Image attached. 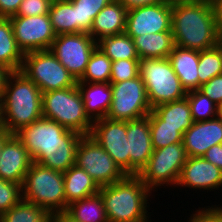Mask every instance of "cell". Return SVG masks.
<instances>
[{
	"mask_svg": "<svg viewBox=\"0 0 222 222\" xmlns=\"http://www.w3.org/2000/svg\"><path fill=\"white\" fill-rule=\"evenodd\" d=\"M15 135L33 162L60 172L75 164L76 149L83 136L44 117L23 127Z\"/></svg>",
	"mask_w": 222,
	"mask_h": 222,
	"instance_id": "1",
	"label": "cell"
},
{
	"mask_svg": "<svg viewBox=\"0 0 222 222\" xmlns=\"http://www.w3.org/2000/svg\"><path fill=\"white\" fill-rule=\"evenodd\" d=\"M171 10L175 45L197 51L218 45L219 32L211 3L172 0Z\"/></svg>",
	"mask_w": 222,
	"mask_h": 222,
	"instance_id": "2",
	"label": "cell"
},
{
	"mask_svg": "<svg viewBox=\"0 0 222 222\" xmlns=\"http://www.w3.org/2000/svg\"><path fill=\"white\" fill-rule=\"evenodd\" d=\"M4 128L17 133L42 115V92L21 71L10 72L2 95Z\"/></svg>",
	"mask_w": 222,
	"mask_h": 222,
	"instance_id": "3",
	"label": "cell"
},
{
	"mask_svg": "<svg viewBox=\"0 0 222 222\" xmlns=\"http://www.w3.org/2000/svg\"><path fill=\"white\" fill-rule=\"evenodd\" d=\"M108 222H151L148 215L152 192L137 175L99 189ZM148 204V205H147Z\"/></svg>",
	"mask_w": 222,
	"mask_h": 222,
	"instance_id": "4",
	"label": "cell"
},
{
	"mask_svg": "<svg viewBox=\"0 0 222 222\" xmlns=\"http://www.w3.org/2000/svg\"><path fill=\"white\" fill-rule=\"evenodd\" d=\"M42 115L81 135L91 133L93 121L85 112L77 85L42 93Z\"/></svg>",
	"mask_w": 222,
	"mask_h": 222,
	"instance_id": "5",
	"label": "cell"
},
{
	"mask_svg": "<svg viewBox=\"0 0 222 222\" xmlns=\"http://www.w3.org/2000/svg\"><path fill=\"white\" fill-rule=\"evenodd\" d=\"M22 199L42 207L49 214L66 211L63 172L33 162L22 185Z\"/></svg>",
	"mask_w": 222,
	"mask_h": 222,
	"instance_id": "6",
	"label": "cell"
},
{
	"mask_svg": "<svg viewBox=\"0 0 222 222\" xmlns=\"http://www.w3.org/2000/svg\"><path fill=\"white\" fill-rule=\"evenodd\" d=\"M139 75L152 109L163 103L181 100L187 95L168 58L140 60Z\"/></svg>",
	"mask_w": 222,
	"mask_h": 222,
	"instance_id": "7",
	"label": "cell"
},
{
	"mask_svg": "<svg viewBox=\"0 0 222 222\" xmlns=\"http://www.w3.org/2000/svg\"><path fill=\"white\" fill-rule=\"evenodd\" d=\"M20 71L33 81L42 93L77 85L75 77L60 63L51 50L25 53Z\"/></svg>",
	"mask_w": 222,
	"mask_h": 222,
	"instance_id": "8",
	"label": "cell"
},
{
	"mask_svg": "<svg viewBox=\"0 0 222 222\" xmlns=\"http://www.w3.org/2000/svg\"><path fill=\"white\" fill-rule=\"evenodd\" d=\"M188 159L183 143L153 149L145 167L137 175L153 193L160 186L176 187L182 167ZM156 189V190H154Z\"/></svg>",
	"mask_w": 222,
	"mask_h": 222,
	"instance_id": "9",
	"label": "cell"
},
{
	"mask_svg": "<svg viewBox=\"0 0 222 222\" xmlns=\"http://www.w3.org/2000/svg\"><path fill=\"white\" fill-rule=\"evenodd\" d=\"M112 102L106 118L114 121L137 120L152 111L145 85L137 77L121 82H110Z\"/></svg>",
	"mask_w": 222,
	"mask_h": 222,
	"instance_id": "10",
	"label": "cell"
},
{
	"mask_svg": "<svg viewBox=\"0 0 222 222\" xmlns=\"http://www.w3.org/2000/svg\"><path fill=\"white\" fill-rule=\"evenodd\" d=\"M75 165L83 168L99 187L123 180L127 175L90 135H83L76 149Z\"/></svg>",
	"mask_w": 222,
	"mask_h": 222,
	"instance_id": "11",
	"label": "cell"
},
{
	"mask_svg": "<svg viewBox=\"0 0 222 222\" xmlns=\"http://www.w3.org/2000/svg\"><path fill=\"white\" fill-rule=\"evenodd\" d=\"M96 47L97 42L89 33H70L56 35L50 50L78 81Z\"/></svg>",
	"mask_w": 222,
	"mask_h": 222,
	"instance_id": "12",
	"label": "cell"
},
{
	"mask_svg": "<svg viewBox=\"0 0 222 222\" xmlns=\"http://www.w3.org/2000/svg\"><path fill=\"white\" fill-rule=\"evenodd\" d=\"M18 47L25 54L50 50L56 33L49 14L39 16H12L9 18Z\"/></svg>",
	"mask_w": 222,
	"mask_h": 222,
	"instance_id": "13",
	"label": "cell"
},
{
	"mask_svg": "<svg viewBox=\"0 0 222 222\" xmlns=\"http://www.w3.org/2000/svg\"><path fill=\"white\" fill-rule=\"evenodd\" d=\"M90 136L101 145L126 175H130L126 121H114L106 117L96 120L93 122Z\"/></svg>",
	"mask_w": 222,
	"mask_h": 222,
	"instance_id": "14",
	"label": "cell"
},
{
	"mask_svg": "<svg viewBox=\"0 0 222 222\" xmlns=\"http://www.w3.org/2000/svg\"><path fill=\"white\" fill-rule=\"evenodd\" d=\"M171 1L134 7L128 10L125 33L132 39L148 33L172 32Z\"/></svg>",
	"mask_w": 222,
	"mask_h": 222,
	"instance_id": "15",
	"label": "cell"
},
{
	"mask_svg": "<svg viewBox=\"0 0 222 222\" xmlns=\"http://www.w3.org/2000/svg\"><path fill=\"white\" fill-rule=\"evenodd\" d=\"M211 192L222 188V170L202 156L188 157L176 185ZM215 189V190H214Z\"/></svg>",
	"mask_w": 222,
	"mask_h": 222,
	"instance_id": "16",
	"label": "cell"
},
{
	"mask_svg": "<svg viewBox=\"0 0 222 222\" xmlns=\"http://www.w3.org/2000/svg\"><path fill=\"white\" fill-rule=\"evenodd\" d=\"M130 175H138L153 153L149 115L126 122Z\"/></svg>",
	"mask_w": 222,
	"mask_h": 222,
	"instance_id": "17",
	"label": "cell"
},
{
	"mask_svg": "<svg viewBox=\"0 0 222 222\" xmlns=\"http://www.w3.org/2000/svg\"><path fill=\"white\" fill-rule=\"evenodd\" d=\"M32 163V157L27 149L17 136L12 134L1 149L0 178L22 186Z\"/></svg>",
	"mask_w": 222,
	"mask_h": 222,
	"instance_id": "18",
	"label": "cell"
},
{
	"mask_svg": "<svg viewBox=\"0 0 222 222\" xmlns=\"http://www.w3.org/2000/svg\"><path fill=\"white\" fill-rule=\"evenodd\" d=\"M183 147L188 157H200L212 146L222 144V117L193 122L183 134Z\"/></svg>",
	"mask_w": 222,
	"mask_h": 222,
	"instance_id": "19",
	"label": "cell"
},
{
	"mask_svg": "<svg viewBox=\"0 0 222 222\" xmlns=\"http://www.w3.org/2000/svg\"><path fill=\"white\" fill-rule=\"evenodd\" d=\"M128 9L119 1L112 0L94 18L89 34L98 42L125 32Z\"/></svg>",
	"mask_w": 222,
	"mask_h": 222,
	"instance_id": "20",
	"label": "cell"
},
{
	"mask_svg": "<svg viewBox=\"0 0 222 222\" xmlns=\"http://www.w3.org/2000/svg\"><path fill=\"white\" fill-rule=\"evenodd\" d=\"M77 87L88 117L93 122L105 118L112 102L111 84L77 82Z\"/></svg>",
	"mask_w": 222,
	"mask_h": 222,
	"instance_id": "21",
	"label": "cell"
},
{
	"mask_svg": "<svg viewBox=\"0 0 222 222\" xmlns=\"http://www.w3.org/2000/svg\"><path fill=\"white\" fill-rule=\"evenodd\" d=\"M168 60L187 92L199 89V51L175 45Z\"/></svg>",
	"mask_w": 222,
	"mask_h": 222,
	"instance_id": "22",
	"label": "cell"
},
{
	"mask_svg": "<svg viewBox=\"0 0 222 222\" xmlns=\"http://www.w3.org/2000/svg\"><path fill=\"white\" fill-rule=\"evenodd\" d=\"M66 209L76 200H81L99 192L100 187L92 177L77 165L63 172Z\"/></svg>",
	"mask_w": 222,
	"mask_h": 222,
	"instance_id": "23",
	"label": "cell"
},
{
	"mask_svg": "<svg viewBox=\"0 0 222 222\" xmlns=\"http://www.w3.org/2000/svg\"><path fill=\"white\" fill-rule=\"evenodd\" d=\"M133 42L140 60L168 58L175 46L172 32L136 36Z\"/></svg>",
	"mask_w": 222,
	"mask_h": 222,
	"instance_id": "24",
	"label": "cell"
},
{
	"mask_svg": "<svg viewBox=\"0 0 222 222\" xmlns=\"http://www.w3.org/2000/svg\"><path fill=\"white\" fill-rule=\"evenodd\" d=\"M24 53L18 47L9 18L0 17V65L10 72L20 71Z\"/></svg>",
	"mask_w": 222,
	"mask_h": 222,
	"instance_id": "25",
	"label": "cell"
},
{
	"mask_svg": "<svg viewBox=\"0 0 222 222\" xmlns=\"http://www.w3.org/2000/svg\"><path fill=\"white\" fill-rule=\"evenodd\" d=\"M152 111L162 120V126L178 128L183 135L193 124L187 98L157 105Z\"/></svg>",
	"mask_w": 222,
	"mask_h": 222,
	"instance_id": "26",
	"label": "cell"
},
{
	"mask_svg": "<svg viewBox=\"0 0 222 222\" xmlns=\"http://www.w3.org/2000/svg\"><path fill=\"white\" fill-rule=\"evenodd\" d=\"M66 212L78 222H108L99 192L70 203Z\"/></svg>",
	"mask_w": 222,
	"mask_h": 222,
	"instance_id": "27",
	"label": "cell"
},
{
	"mask_svg": "<svg viewBox=\"0 0 222 222\" xmlns=\"http://www.w3.org/2000/svg\"><path fill=\"white\" fill-rule=\"evenodd\" d=\"M100 48L112 62L117 60L139 59L133 39L124 33L103 37L97 42Z\"/></svg>",
	"mask_w": 222,
	"mask_h": 222,
	"instance_id": "28",
	"label": "cell"
},
{
	"mask_svg": "<svg viewBox=\"0 0 222 222\" xmlns=\"http://www.w3.org/2000/svg\"><path fill=\"white\" fill-rule=\"evenodd\" d=\"M49 16L56 35L76 33L75 5L71 0H52Z\"/></svg>",
	"mask_w": 222,
	"mask_h": 222,
	"instance_id": "29",
	"label": "cell"
},
{
	"mask_svg": "<svg viewBox=\"0 0 222 222\" xmlns=\"http://www.w3.org/2000/svg\"><path fill=\"white\" fill-rule=\"evenodd\" d=\"M112 61L98 47L92 52L83 76L77 82L110 83Z\"/></svg>",
	"mask_w": 222,
	"mask_h": 222,
	"instance_id": "30",
	"label": "cell"
},
{
	"mask_svg": "<svg viewBox=\"0 0 222 222\" xmlns=\"http://www.w3.org/2000/svg\"><path fill=\"white\" fill-rule=\"evenodd\" d=\"M50 214L38 205L21 199L0 215V222H49Z\"/></svg>",
	"mask_w": 222,
	"mask_h": 222,
	"instance_id": "31",
	"label": "cell"
},
{
	"mask_svg": "<svg viewBox=\"0 0 222 222\" xmlns=\"http://www.w3.org/2000/svg\"><path fill=\"white\" fill-rule=\"evenodd\" d=\"M112 0H71L75 5L76 33H89L96 15Z\"/></svg>",
	"mask_w": 222,
	"mask_h": 222,
	"instance_id": "32",
	"label": "cell"
},
{
	"mask_svg": "<svg viewBox=\"0 0 222 222\" xmlns=\"http://www.w3.org/2000/svg\"><path fill=\"white\" fill-rule=\"evenodd\" d=\"M199 88L213 77L222 74V50L217 45L213 48L199 51L198 64Z\"/></svg>",
	"mask_w": 222,
	"mask_h": 222,
	"instance_id": "33",
	"label": "cell"
},
{
	"mask_svg": "<svg viewBox=\"0 0 222 222\" xmlns=\"http://www.w3.org/2000/svg\"><path fill=\"white\" fill-rule=\"evenodd\" d=\"M149 126L153 149H160L175 143H182L183 135L178 128L162 126V120L153 112L149 113Z\"/></svg>",
	"mask_w": 222,
	"mask_h": 222,
	"instance_id": "34",
	"label": "cell"
},
{
	"mask_svg": "<svg viewBox=\"0 0 222 222\" xmlns=\"http://www.w3.org/2000/svg\"><path fill=\"white\" fill-rule=\"evenodd\" d=\"M193 122L206 121L220 115V107L198 89L187 92Z\"/></svg>",
	"mask_w": 222,
	"mask_h": 222,
	"instance_id": "35",
	"label": "cell"
},
{
	"mask_svg": "<svg viewBox=\"0 0 222 222\" xmlns=\"http://www.w3.org/2000/svg\"><path fill=\"white\" fill-rule=\"evenodd\" d=\"M22 199V186L0 178V215Z\"/></svg>",
	"mask_w": 222,
	"mask_h": 222,
	"instance_id": "36",
	"label": "cell"
},
{
	"mask_svg": "<svg viewBox=\"0 0 222 222\" xmlns=\"http://www.w3.org/2000/svg\"><path fill=\"white\" fill-rule=\"evenodd\" d=\"M140 59H123L112 62L110 82L130 80L139 75Z\"/></svg>",
	"mask_w": 222,
	"mask_h": 222,
	"instance_id": "37",
	"label": "cell"
},
{
	"mask_svg": "<svg viewBox=\"0 0 222 222\" xmlns=\"http://www.w3.org/2000/svg\"><path fill=\"white\" fill-rule=\"evenodd\" d=\"M52 0H23L15 16H39L49 14Z\"/></svg>",
	"mask_w": 222,
	"mask_h": 222,
	"instance_id": "38",
	"label": "cell"
},
{
	"mask_svg": "<svg viewBox=\"0 0 222 222\" xmlns=\"http://www.w3.org/2000/svg\"><path fill=\"white\" fill-rule=\"evenodd\" d=\"M188 222H222V205H211L199 207L191 214Z\"/></svg>",
	"mask_w": 222,
	"mask_h": 222,
	"instance_id": "39",
	"label": "cell"
},
{
	"mask_svg": "<svg viewBox=\"0 0 222 222\" xmlns=\"http://www.w3.org/2000/svg\"><path fill=\"white\" fill-rule=\"evenodd\" d=\"M198 90L208 96L219 107L222 106V74L202 84Z\"/></svg>",
	"mask_w": 222,
	"mask_h": 222,
	"instance_id": "40",
	"label": "cell"
},
{
	"mask_svg": "<svg viewBox=\"0 0 222 222\" xmlns=\"http://www.w3.org/2000/svg\"><path fill=\"white\" fill-rule=\"evenodd\" d=\"M23 0H0V17L15 16Z\"/></svg>",
	"mask_w": 222,
	"mask_h": 222,
	"instance_id": "41",
	"label": "cell"
},
{
	"mask_svg": "<svg viewBox=\"0 0 222 222\" xmlns=\"http://www.w3.org/2000/svg\"><path fill=\"white\" fill-rule=\"evenodd\" d=\"M202 157L222 170V144L212 146Z\"/></svg>",
	"mask_w": 222,
	"mask_h": 222,
	"instance_id": "42",
	"label": "cell"
},
{
	"mask_svg": "<svg viewBox=\"0 0 222 222\" xmlns=\"http://www.w3.org/2000/svg\"><path fill=\"white\" fill-rule=\"evenodd\" d=\"M128 10L134 7L151 5L172 0H119Z\"/></svg>",
	"mask_w": 222,
	"mask_h": 222,
	"instance_id": "43",
	"label": "cell"
},
{
	"mask_svg": "<svg viewBox=\"0 0 222 222\" xmlns=\"http://www.w3.org/2000/svg\"><path fill=\"white\" fill-rule=\"evenodd\" d=\"M211 4L213 7L217 31L220 34L222 33V0H214Z\"/></svg>",
	"mask_w": 222,
	"mask_h": 222,
	"instance_id": "44",
	"label": "cell"
},
{
	"mask_svg": "<svg viewBox=\"0 0 222 222\" xmlns=\"http://www.w3.org/2000/svg\"><path fill=\"white\" fill-rule=\"evenodd\" d=\"M49 222H78L72 216H70L66 211L56 212L50 214Z\"/></svg>",
	"mask_w": 222,
	"mask_h": 222,
	"instance_id": "45",
	"label": "cell"
},
{
	"mask_svg": "<svg viewBox=\"0 0 222 222\" xmlns=\"http://www.w3.org/2000/svg\"><path fill=\"white\" fill-rule=\"evenodd\" d=\"M9 73L10 71L8 69L0 65V98H2L5 81Z\"/></svg>",
	"mask_w": 222,
	"mask_h": 222,
	"instance_id": "46",
	"label": "cell"
},
{
	"mask_svg": "<svg viewBox=\"0 0 222 222\" xmlns=\"http://www.w3.org/2000/svg\"><path fill=\"white\" fill-rule=\"evenodd\" d=\"M12 134L7 132L5 129L0 132V154H1V149L4 144V142L11 136Z\"/></svg>",
	"mask_w": 222,
	"mask_h": 222,
	"instance_id": "47",
	"label": "cell"
},
{
	"mask_svg": "<svg viewBox=\"0 0 222 222\" xmlns=\"http://www.w3.org/2000/svg\"><path fill=\"white\" fill-rule=\"evenodd\" d=\"M4 129L5 128H4L2 98H0V132L3 131Z\"/></svg>",
	"mask_w": 222,
	"mask_h": 222,
	"instance_id": "48",
	"label": "cell"
},
{
	"mask_svg": "<svg viewBox=\"0 0 222 222\" xmlns=\"http://www.w3.org/2000/svg\"><path fill=\"white\" fill-rule=\"evenodd\" d=\"M218 46H219V47L221 48V50H222V33L219 34Z\"/></svg>",
	"mask_w": 222,
	"mask_h": 222,
	"instance_id": "49",
	"label": "cell"
},
{
	"mask_svg": "<svg viewBox=\"0 0 222 222\" xmlns=\"http://www.w3.org/2000/svg\"><path fill=\"white\" fill-rule=\"evenodd\" d=\"M185 1H199V2H209V3H212L214 0H185Z\"/></svg>",
	"mask_w": 222,
	"mask_h": 222,
	"instance_id": "50",
	"label": "cell"
},
{
	"mask_svg": "<svg viewBox=\"0 0 222 222\" xmlns=\"http://www.w3.org/2000/svg\"><path fill=\"white\" fill-rule=\"evenodd\" d=\"M220 116L222 117V106L220 107Z\"/></svg>",
	"mask_w": 222,
	"mask_h": 222,
	"instance_id": "51",
	"label": "cell"
}]
</instances>
